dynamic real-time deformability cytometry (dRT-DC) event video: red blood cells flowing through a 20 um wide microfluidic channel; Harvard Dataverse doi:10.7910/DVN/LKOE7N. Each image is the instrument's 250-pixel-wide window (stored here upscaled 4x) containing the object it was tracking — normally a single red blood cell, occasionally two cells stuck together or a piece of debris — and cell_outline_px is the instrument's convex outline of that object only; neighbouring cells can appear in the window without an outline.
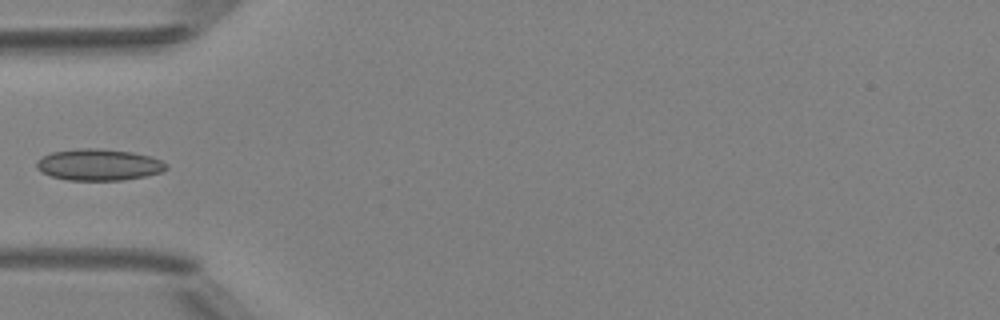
{"species": "Egyptian fruit bat (a non-hibernating species)", "species_latin": "Rousettus aegyptiacus", "temperature_condition": "room temperature", "stored_images_in_passage": 4, "camera_frame_rate_fps": 3000, "um_per_image_px": 0.085, "animal": {"sex": "female"}, "frame": {"image": 1, "passage_image": 4, "time_ms": 3.333, "image_size_px": [1000, 320], "cell_outline_px": [[168, 168], [160, 172], [144, 176], [124, 180], [68, 180], [52, 176], [36, 168], [36, 160], [52, 152], [80, 148], [100, 148], [132, 152], [152, 156], [168, 164]], "centroid_in_image_um": [8.42, 13.99], "position_along_channel_um": 76.6, "area_um2": 23.76}}